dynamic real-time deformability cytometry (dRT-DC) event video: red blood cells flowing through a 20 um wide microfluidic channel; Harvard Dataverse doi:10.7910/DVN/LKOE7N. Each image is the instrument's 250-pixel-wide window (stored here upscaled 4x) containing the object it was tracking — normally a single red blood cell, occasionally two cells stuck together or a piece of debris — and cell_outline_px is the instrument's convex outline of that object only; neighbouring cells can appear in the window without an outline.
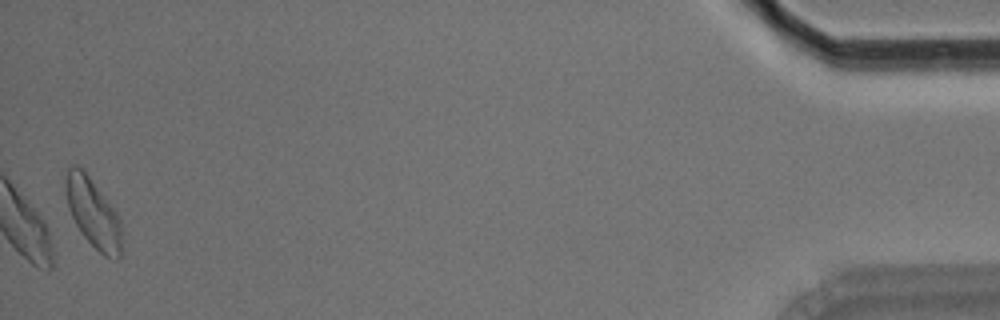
{"species": "Egyptian fruit bat (a non-hibernating species)", "species_latin": "Rousettus aegyptiacus", "temperature_condition": "room temperature", "stored_images_in_passage": 47, "camera_frame_rate_fps": 3000, "um_per_image_px": 0.085, "animal": {"sex": "male"}, "frame": {"image": 1, "passage_image": 47, "time_ms": 15.333, "image_size_px": [1000, 320], "cell_outline_px": [[120, 256], [116, 260], [104, 256], [80, 232], [68, 208], [64, 192], [64, 188], [68, 168], [72, 164], [76, 164], [84, 168], [116, 212], [120, 220]], "centroid_in_image_um": [7.87, 18.04], "position_along_channel_um": 427.3, "area_um2": 22.54}, "authors_computed_cell_mechanics": {"area_um2": 22.542, "velocity_mm_per_s": 3.6183, "shape_relaxation_time_tau1_ms": 5.0871, "shape_relaxation_time_tau2_ms": 1.6215, "deformation_change_tau1": 0.1283, "deformation_change_tau2": 0.0591}}